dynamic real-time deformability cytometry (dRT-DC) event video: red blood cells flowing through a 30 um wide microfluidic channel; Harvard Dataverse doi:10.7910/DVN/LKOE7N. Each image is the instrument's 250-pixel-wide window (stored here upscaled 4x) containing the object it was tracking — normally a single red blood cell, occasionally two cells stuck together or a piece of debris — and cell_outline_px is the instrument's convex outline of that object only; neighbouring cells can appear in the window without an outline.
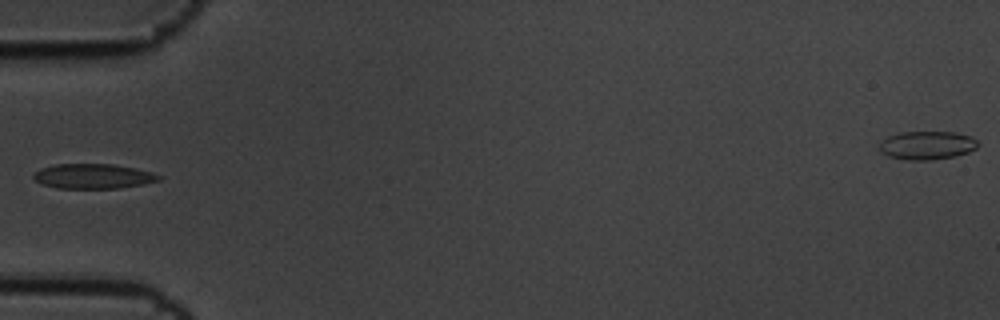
{"species": "common noctule bat (a hibernating species)", "species_latin": "Nyctalus noctula", "temperature_condition": "cold", "stored_images_in_passage": 10, "camera_frame_rate_fps": 3000, "um_per_image_px": 0.085, "animal": {"sex": "male", "body_mass_g": 19.5, "forearm_length_mm": 54.6}, "frame": {"image": 1, "passage_image": 6, "time_ms": 1.667, "image_size_px": [1000, 320], "cell_outline_px": [[160, 180], [120, 188], [56, 188], [44, 184], [36, 180], [32, 176], [40, 168], [56, 164], [112, 164], [136, 168], [152, 172], [160, 176]], "centroid_in_image_um": [7.91, 14.97], "position_along_channel_um": 77.1, "area_um2": 17.92}}
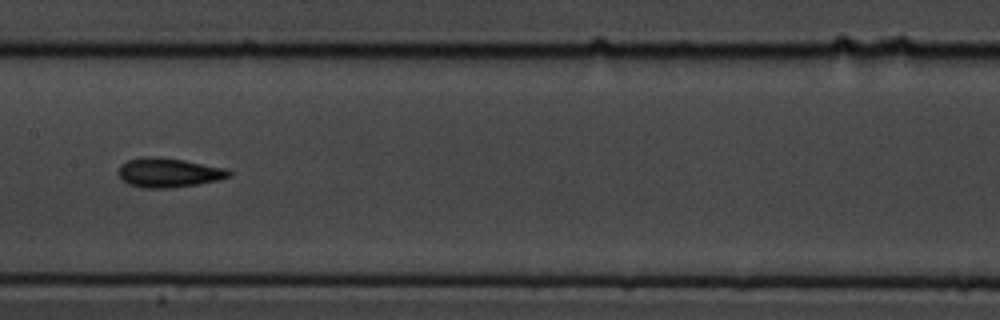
{"frame": {"image": 2, "passage_image": 9, "time_ms": 2.667, "image_size_px": [1000, 320], "cell_outline_px": [[232, 176], [220, 180], [196, 184], [168, 188], [140, 188], [128, 184], [116, 172], [120, 164], [128, 160], [144, 156], [152, 156], [184, 160], [228, 168], [232, 172]], "centroid_in_image_um": [14.34, 14.67], "position_along_channel_um": 193.1, "area_um2": 19.13}}
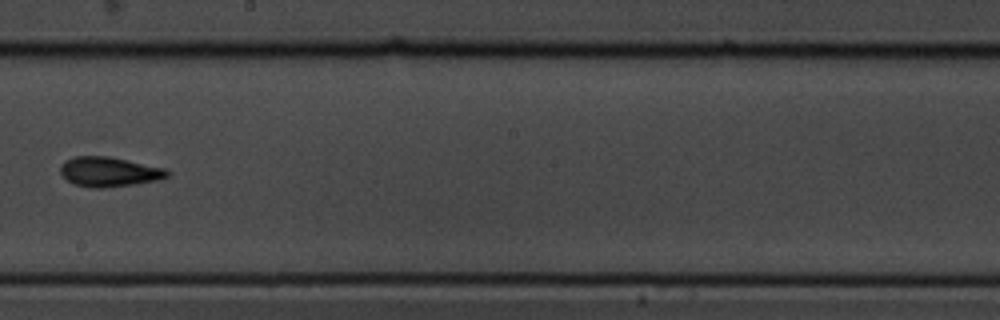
{"frame": {"image": 3, "passage_image": 10, "time_ms": 3.0, "image_size_px": [1000, 320], "cell_outline_px": [[172, 172], [168, 176], [156, 180], [136, 184], [104, 188], [88, 188], [72, 184], [60, 172], [60, 164], [64, 160], [72, 156], [108, 156], [168, 168]], "centroid_in_image_um": [9.27, 14.6], "position_along_channel_um": 238.9, "area_um2": 18.9}}